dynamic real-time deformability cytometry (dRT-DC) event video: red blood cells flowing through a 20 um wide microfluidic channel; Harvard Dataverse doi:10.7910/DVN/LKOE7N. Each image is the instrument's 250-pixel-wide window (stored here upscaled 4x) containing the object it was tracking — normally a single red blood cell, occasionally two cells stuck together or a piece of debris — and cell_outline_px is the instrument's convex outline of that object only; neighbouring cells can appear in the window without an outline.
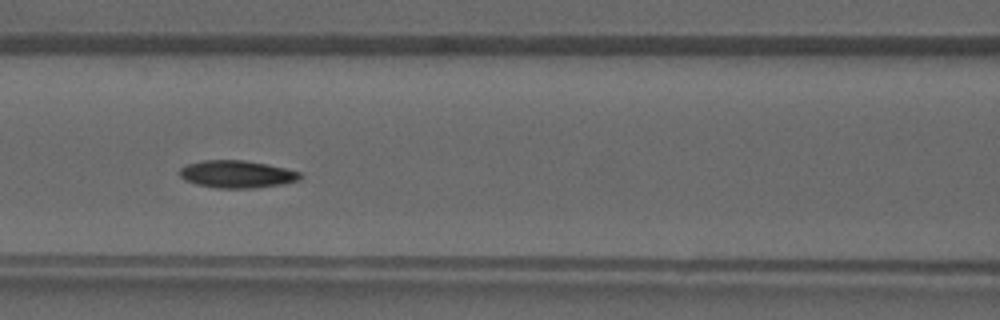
{"species": "common noctule bat (a hibernating species)", "species_latin": "Nyctalus noctula", "temperature_condition": "warm", "stored_images_in_passage": 40, "camera_frame_rate_fps": 3000, "um_per_image_px": 0.085, "animal": {"sex": "male", "forearm_length_mm": 52.5}, "frame": {"image": 1, "passage_image": 17, "time_ms": 5.333, "image_size_px": [1000, 320], "cell_outline_px": [[300, 176], [296, 180], [284, 184], [252, 188], [216, 188], [196, 184], [184, 180], [180, 176], [180, 168], [188, 164], [204, 160], [244, 160], [268, 164], [300, 172]], "centroid_in_image_um": [20.1, 14.8], "position_along_channel_um": 146.5, "area_um2": 19.13}}
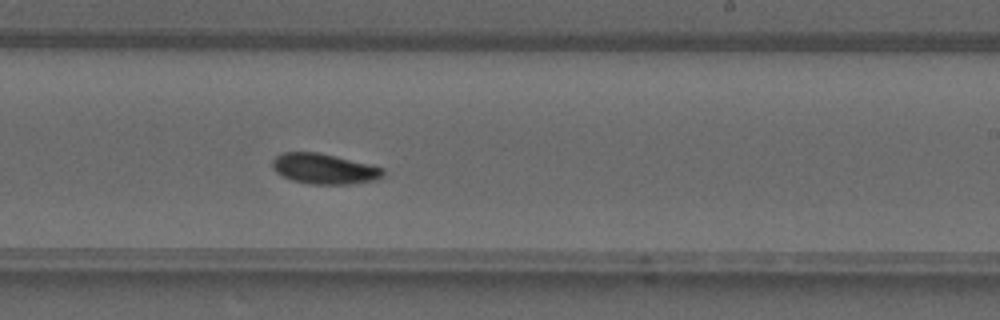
{"frame": {"image": 2, "passage_image": 24, "time_ms": 7.667, "image_size_px": [1000, 320], "cell_outline_px": [[384, 176], [376, 180], [352, 184], [308, 184], [292, 180], [276, 172], [272, 168], [272, 160], [276, 156], [284, 152], [316, 152], [368, 164], [384, 168]], "centroid_in_image_um": [27.55, 14.36], "position_along_channel_um": 261.4, "area_um2": 19.48}}
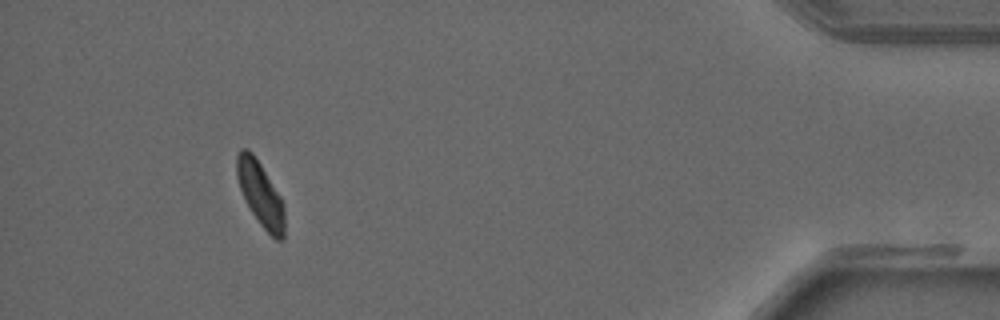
{"frame": {"image": 3, "passage_image": 37, "time_ms": 12.0, "image_size_px": [1000, 320], "cell_outline_px": [[284, 240], [276, 240], [260, 224], [244, 200], [236, 176], [236, 156], [240, 148], [248, 148], [252, 152], [260, 164], [280, 196], [284, 204]], "centroid_in_image_um": [22.12, 16.47], "position_along_channel_um": 413.1, "area_um2": 17.86}}